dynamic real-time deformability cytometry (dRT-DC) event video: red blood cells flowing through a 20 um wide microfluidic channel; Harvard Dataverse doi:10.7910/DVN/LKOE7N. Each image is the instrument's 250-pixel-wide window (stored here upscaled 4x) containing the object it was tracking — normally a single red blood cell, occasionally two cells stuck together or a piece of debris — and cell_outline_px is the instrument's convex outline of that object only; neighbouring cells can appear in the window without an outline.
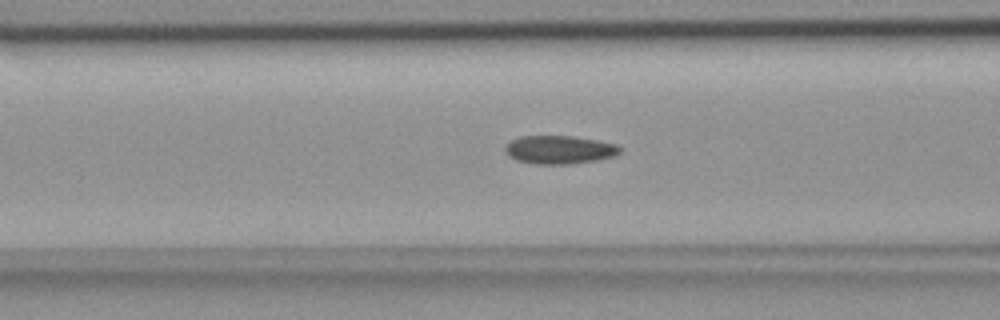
{"species": "common noctule bat (a hibernating species)", "species_latin": "Nyctalus noctula", "temperature_condition": "room temperature", "stored_images_in_passage": 42, "camera_frame_rate_fps": 3000, "um_per_image_px": 0.085, "animal": {"sex": "female", "body_mass_g": 18.4}, "frame": {"image": 1, "passage_image": 8, "time_ms": 2.333, "image_size_px": [1000, 320], "cell_outline_px": [[620, 152], [616, 156], [596, 160], [568, 164], [536, 164], [516, 160], [508, 156], [504, 152], [504, 148], [512, 140], [520, 136], [572, 136], [596, 140], [616, 144], [620, 148]], "centroid_in_image_um": [47.53, 12.73], "position_along_channel_um": 119.1, "area_um2": 18.9}}
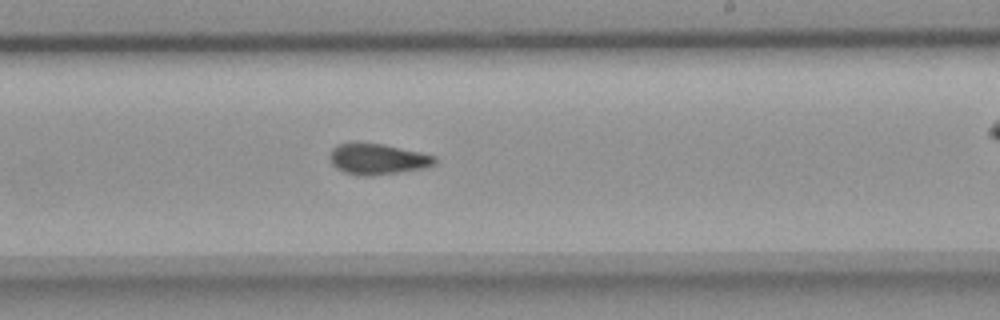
{"frame": {"image": 2, "passage_image": 19, "time_ms": 6.0, "image_size_px": [1000, 320], "cell_outline_px": [[436, 164], [428, 168], [368, 176], [364, 176], [344, 172], [336, 168], [332, 164], [328, 156], [332, 148], [336, 144], [384, 144], [420, 152], [436, 156]], "centroid_in_image_um": [32.12, 13.53], "position_along_channel_um": 256.9, "area_um2": 18.79}}
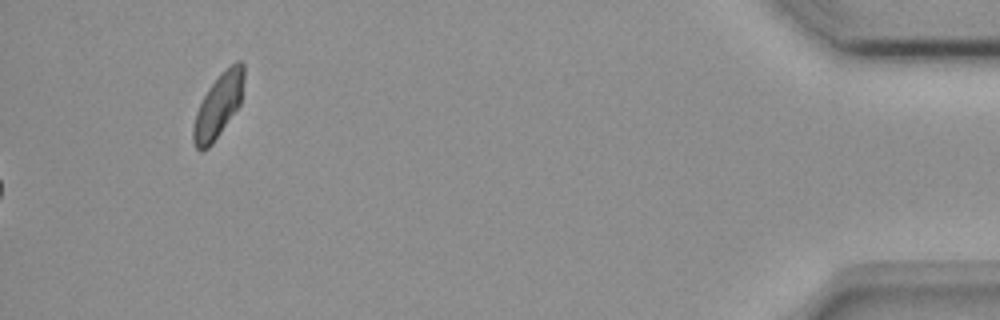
{"frame": {"image": 3, "passage_image": 42, "time_ms": 13.667, "image_size_px": [1000, 320], "cell_outline_px": [[244, 80], [240, 104], [212, 144], [208, 148], [200, 152], [196, 148], [192, 140], [192, 128], [196, 112], [208, 88], [236, 60], [240, 60], [244, 64]], "centroid_in_image_um": [18.55, 9.02], "position_along_channel_um": 416.7, "area_um2": 18.5}, "authors_computed_cell_mechanics": {"area_um2": 18.496, "velocity_mm_per_s": 3.7832, "shape_relaxation_time_tau1_ms": null, "shape_relaxation_time_tau2_ms": 4.2519, "deformation_change_tau1": null, "deformation_change_tau2": 0.0891}}